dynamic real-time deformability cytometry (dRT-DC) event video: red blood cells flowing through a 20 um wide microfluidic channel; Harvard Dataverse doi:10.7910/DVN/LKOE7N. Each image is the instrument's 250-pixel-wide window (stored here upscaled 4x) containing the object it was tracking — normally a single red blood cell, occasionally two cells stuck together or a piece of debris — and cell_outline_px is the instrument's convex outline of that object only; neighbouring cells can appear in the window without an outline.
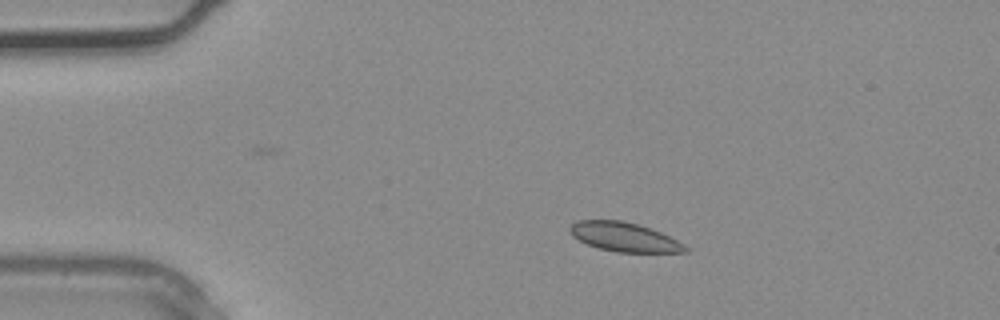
{"species": "common noctule bat (a hibernating species)", "species_latin": "Nyctalus noctula", "temperature_condition": "warm", "stored_images_in_passage": 4, "camera_frame_rate_fps": 3000, "um_per_image_px": 0.085, "animal": {"sex": "male", "body_mass_g": 20.4}, "frame": {"image": 1, "passage_image": 2, "time_ms": 0.333, "image_size_px": [1000, 320], "cell_outline_px": [[692, 248], [688, 252], [616, 252], [600, 248], [588, 244], [572, 236], [568, 228], [576, 220], [620, 220], [636, 224], [660, 232]], "centroid_in_image_um": [53.07, 20.15], "position_along_channel_um": 31.9, "area_um2": 19.42}}